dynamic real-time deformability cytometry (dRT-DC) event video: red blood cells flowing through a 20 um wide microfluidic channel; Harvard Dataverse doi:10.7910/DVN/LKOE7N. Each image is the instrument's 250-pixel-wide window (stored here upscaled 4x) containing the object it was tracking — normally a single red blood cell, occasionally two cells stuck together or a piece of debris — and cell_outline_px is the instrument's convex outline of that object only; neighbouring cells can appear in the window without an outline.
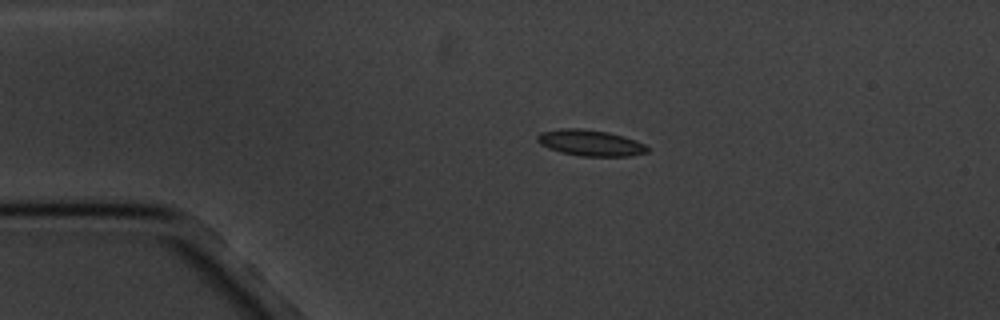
{"species": "common noctule bat (a hibernating species)", "species_latin": "Nyctalus noctula", "temperature_condition": "cold", "stored_images_in_passage": 4, "camera_frame_rate_fps": 3000, "um_per_image_px": 0.085, "animal": {"sex": "male", "body_mass_g": 20.1, "forearm_length_mm": 53.5}, "frame": {"image": 1, "passage_image": 3, "time_ms": 2.0, "image_size_px": [1000, 320], "cell_outline_px": [[648, 152], [628, 156], [580, 156], [560, 152], [548, 148], [540, 144], [536, 140], [536, 136], [540, 132], [560, 128], [580, 128], [608, 132], [636, 140], [644, 144], [648, 148]], "centroid_in_image_um": [50.13, 12.14], "position_along_channel_um": 34.9, "area_um2": 16.76}}